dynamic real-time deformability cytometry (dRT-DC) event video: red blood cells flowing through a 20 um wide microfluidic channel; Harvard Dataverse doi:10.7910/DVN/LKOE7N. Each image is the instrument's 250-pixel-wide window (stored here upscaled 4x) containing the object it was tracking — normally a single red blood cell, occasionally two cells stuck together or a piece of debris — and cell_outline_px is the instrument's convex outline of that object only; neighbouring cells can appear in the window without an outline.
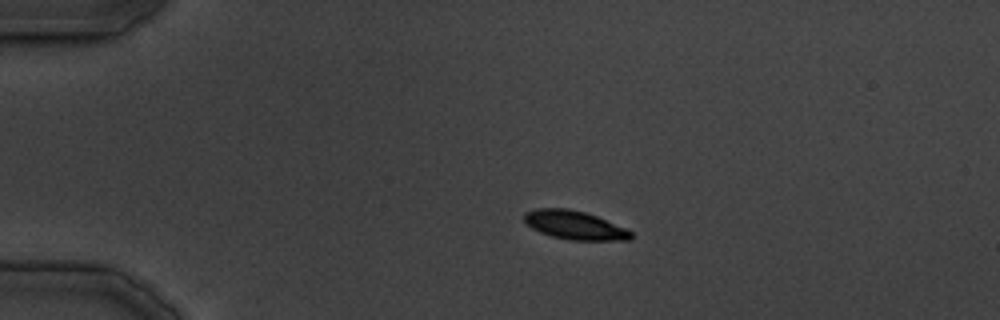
{"species": "common noctule bat (a hibernating species)", "species_latin": "Nyctalus noctula", "temperature_condition": "cold", "stored_images_in_passage": 39, "segment_of_instrument_passage": [1, 2], "camera_frame_rate_fps": 3000, "um_per_image_px": 0.085, "animal": {"sex": "male", "body_mass_g": 19.5, "forearm_length_mm": 54.6}, "frame": {"image": 1, "passage_image": 9, "time_ms": 9.333, "image_size_px": [1000, 320], "cell_outline_px": [[632, 236], [628, 240], [568, 240], [552, 236], [540, 232], [532, 228], [524, 220], [524, 212], [536, 208], [568, 208], [584, 212], [596, 216], [624, 228], [632, 232]], "centroid_in_image_um": [48.8, 19.13], "position_along_channel_um": 36.2, "area_um2": 17.63}}
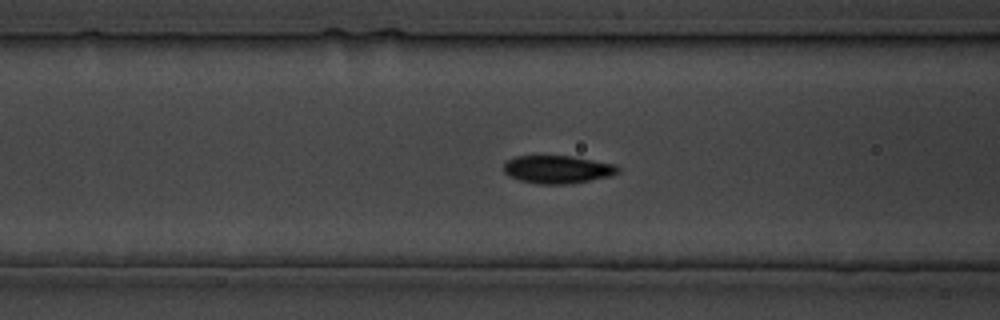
{"frame": {"image": 2, "passage_image": 17, "time_ms": 18.333, "image_size_px": [1000, 320], "cell_outline_px": [[620, 172], [608, 176], [568, 184], [536, 184], [520, 180], [508, 176], [504, 172], [504, 164], [508, 160], [516, 156], [572, 156], [616, 164], [620, 168]], "centroid_in_image_um": [47.39, 14.4], "position_along_channel_um": 119.2, "area_um2": 18.55}}
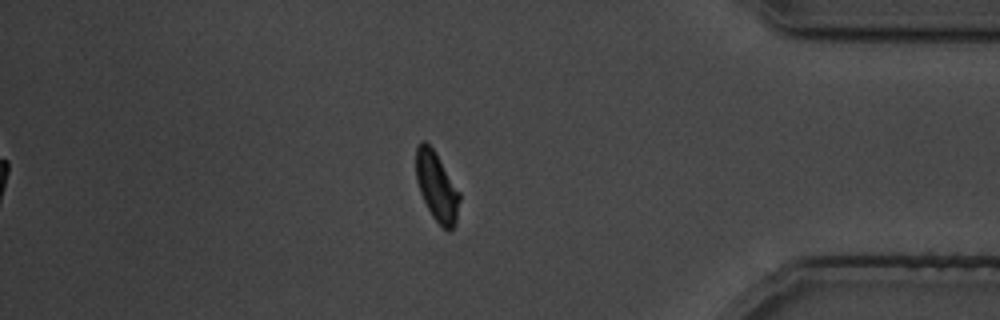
{"frame": {"image": 3, "passage_image": 32, "time_ms": 39.333, "image_size_px": [1000, 320], "cell_outline_px": [[460, 200], [456, 220], [452, 228], [448, 232], [432, 216], [420, 192], [416, 180], [416, 148], [420, 140], [424, 140], [432, 148], [460, 192]], "centroid_in_image_um": [37.11, 15.86], "position_along_channel_um": 398.1, "area_um2": 17.22}}